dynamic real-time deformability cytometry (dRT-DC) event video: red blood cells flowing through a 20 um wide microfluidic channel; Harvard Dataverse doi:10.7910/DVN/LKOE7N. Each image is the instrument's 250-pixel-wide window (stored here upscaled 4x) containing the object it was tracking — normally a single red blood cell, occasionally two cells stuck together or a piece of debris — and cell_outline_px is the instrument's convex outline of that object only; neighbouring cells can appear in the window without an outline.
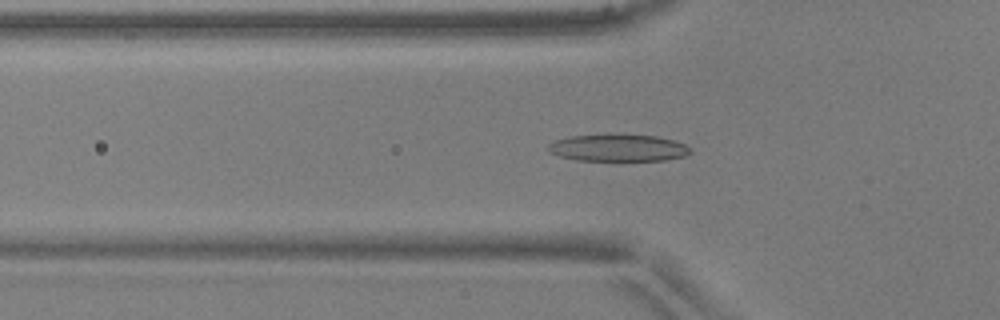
{"species": "common noctule bat (a hibernating species)", "species_latin": "Nyctalus noctula", "temperature_condition": "warm", "stored_images_in_passage": 51, "camera_frame_rate_fps": 3000, "um_per_image_px": 0.085, "animal": {"sex": "male", "body_mass_g": 17.9, "forearm_length_mm": 54.2}, "frame": {"image": 1, "passage_image": 17, "time_ms": 5.333, "image_size_px": [1000, 320], "cell_outline_px": [[692, 152], [684, 156], [664, 160], [580, 160], [560, 156], [548, 152], [548, 144], [556, 140], [572, 136], [656, 136], [672, 140], [684, 144], [692, 148]], "centroid_in_image_um": [52.57, 12.59], "position_along_channel_um": 73.2, "area_um2": 21.62}}
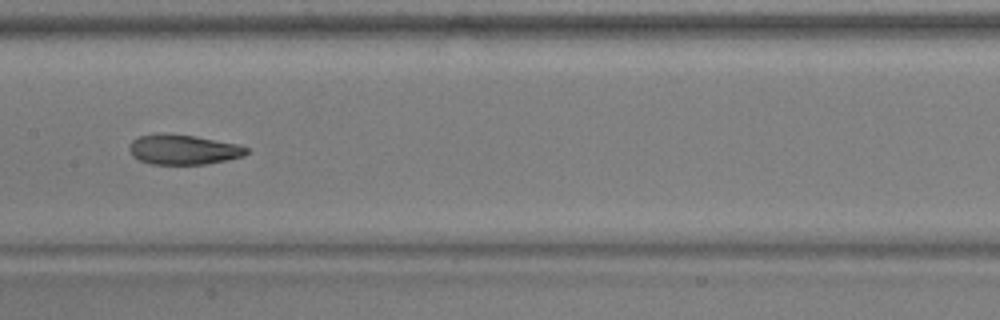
{"frame": {"image": 2, "passage_image": 26, "time_ms": 8.333, "image_size_px": [1000, 320], "cell_outline_px": [[248, 152], [244, 156], [228, 160], [208, 164], [152, 164], [140, 160], [132, 156], [128, 148], [132, 140], [140, 136], [196, 136], [240, 144], [248, 148]], "centroid_in_image_um": [15.66, 12.75], "position_along_channel_um": 191.7, "area_um2": 19.94}}
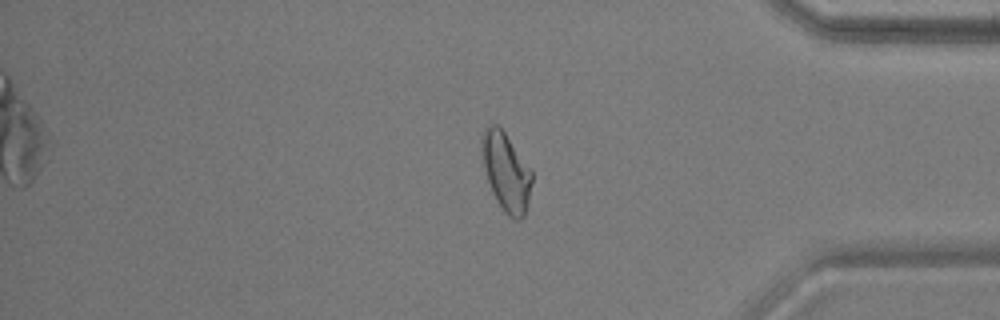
{"frame": {"image": 3, "passage_image": 43, "time_ms": 14.0, "image_size_px": [1000, 320], "cell_outline_px": [[532, 180], [528, 204], [524, 216], [520, 220], [512, 220], [504, 212], [496, 200], [492, 192], [484, 168], [480, 152], [480, 140], [484, 128], [488, 124], [496, 124], [504, 132], [532, 168]], "centroid_in_image_um": [43.01, 14.6], "position_along_channel_um": 392.2, "area_um2": 23.29}, "authors_computed_cell_mechanics": {"area_um2": 21.4438, "velocity_mm_per_s": 3.9196, "shape_relaxation_time_tau1_ms": 6.3202, "shape_relaxation_time_tau2_ms": 1.532, "deformation_change_tau1": 0.2269, "deformation_change_tau2": 0.0851}}